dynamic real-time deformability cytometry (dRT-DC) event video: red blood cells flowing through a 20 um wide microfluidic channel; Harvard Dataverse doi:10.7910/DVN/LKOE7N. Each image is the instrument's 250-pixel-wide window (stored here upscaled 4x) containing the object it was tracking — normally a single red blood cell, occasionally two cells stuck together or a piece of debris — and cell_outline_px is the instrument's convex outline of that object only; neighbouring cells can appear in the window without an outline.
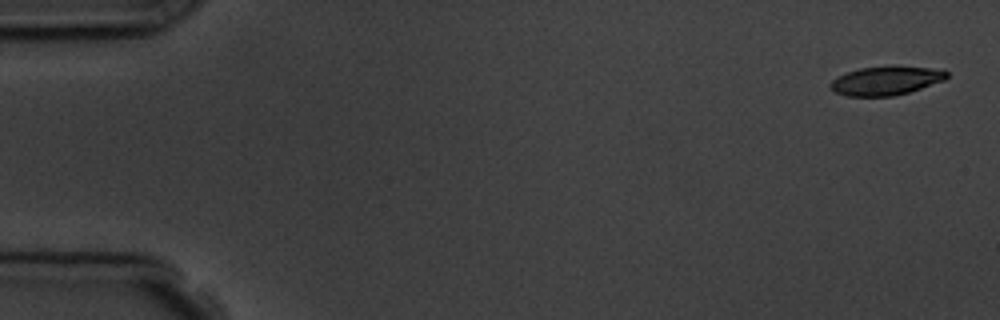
{"species": "common noctule bat (a hibernating species)", "species_latin": "Nyctalus noctula", "temperature_condition": "room temperature", "stored_images_in_passage": 5, "camera_frame_rate_fps": 3000, "um_per_image_px": 0.085, "animal": {"sex": "male", "body_mass_g": 19.5, "forearm_length_mm": 54.6}, "frame": {"image": 1, "passage_image": 1, "time_ms": 0.0, "image_size_px": [1000, 320], "cell_outline_px": [[948, 76], [944, 80], [908, 92], [892, 96], [848, 96], [836, 92], [828, 84], [832, 80], [848, 72], [860, 68], [928, 68], [948, 72]], "centroid_in_image_um": [75.26, 6.89], "position_along_channel_um": 9.7, "area_um2": 18.5}}
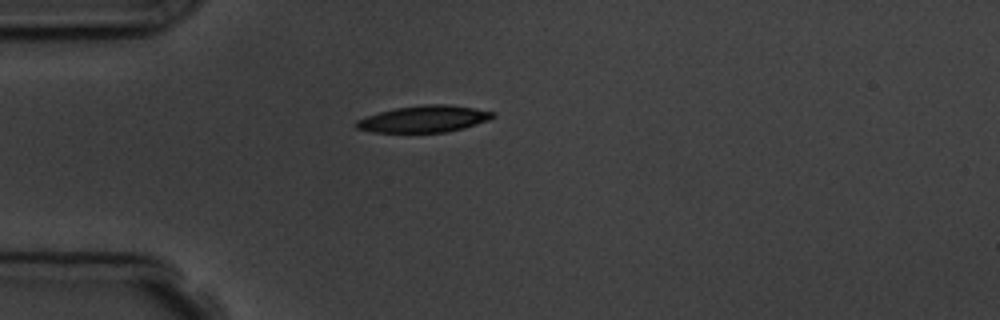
{"frame": {"image": 2, "passage_image": 5, "time_ms": 4.333, "image_size_px": [1000, 320], "cell_outline_px": [[496, 116], [488, 120], [464, 128], [448, 132], [372, 132], [356, 128], [356, 120], [380, 112], [396, 108], [424, 104], [448, 104], [496, 112]], "centroid_in_image_um": [36.07, 10.11], "position_along_channel_um": 48.9, "area_um2": 21.1}}